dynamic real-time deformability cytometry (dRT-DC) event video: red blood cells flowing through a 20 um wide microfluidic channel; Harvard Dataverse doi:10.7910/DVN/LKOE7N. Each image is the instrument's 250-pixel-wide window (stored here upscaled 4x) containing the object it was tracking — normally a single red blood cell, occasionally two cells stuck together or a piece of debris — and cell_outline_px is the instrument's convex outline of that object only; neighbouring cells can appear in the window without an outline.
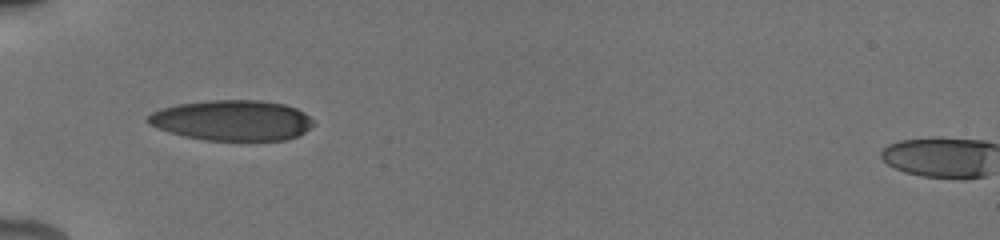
{"species": "human", "species_latin": "Homo sapiens", "temperature_condition": "cold", "stored_images_in_passage": 31, "camera_frame_rate_fps": 3000, "um_per_image_px": 0.085, "donor": {"sex": "male"}, "frame": {"image": 1, "passage_image": 10, "time_ms": 6.333, "image_size_px": [1000, 240], "cell_outline_px": [[316, 124], [304, 132], [288, 140], [204, 140], [184, 136], [168, 132], [148, 124], [144, 120], [152, 112], [160, 108], [176, 104], [208, 100], [260, 100], [284, 104], [296, 108], [304, 112]], "centroid_in_image_um": [19.71, 10.22], "position_along_channel_um": 65.3, "area_um2": 39.3}}
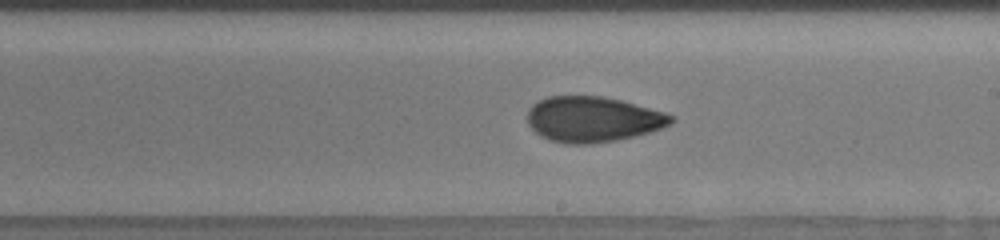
{"frame": {"image": 2, "passage_image": 18, "time_ms": 11.0, "image_size_px": [1000, 240], "cell_outline_px": [[676, 120], [672, 124], [648, 132], [616, 140], [588, 144], [568, 144], [548, 140], [540, 136], [528, 124], [528, 108], [532, 104], [548, 96], [604, 96], [620, 100], [664, 112], [676, 116]], "centroid_in_image_um": [50.38, 10.13], "position_along_channel_um": 238.6, "area_um2": 38.09}}
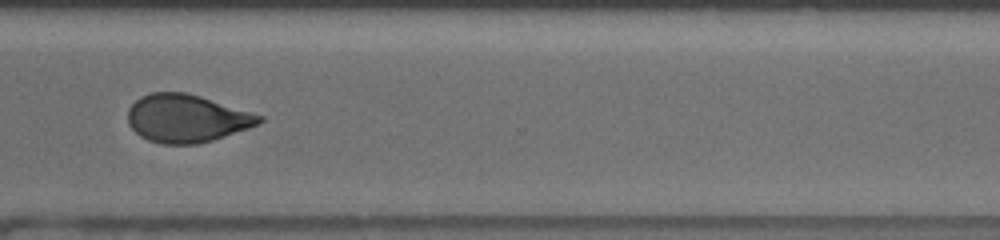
{"frame": {"image": 3, "passage_image": 22, "time_ms": 14.0, "image_size_px": [1000, 240], "cell_outline_px": [[264, 120], [248, 128], [212, 140], [196, 144], [164, 144], [148, 140], [140, 136], [128, 124], [128, 108], [140, 96], [152, 92], [184, 92], [200, 96], [252, 112], [264, 116]], "centroid_in_image_um": [15.84, 10.06], "position_along_channel_um": 354.8, "area_um2": 36.47}, "authors_computed_cell_mechanics": {"area_um2": 37.8012, "velocity_mm_per_s": 3.8673, "shape_relaxation_time_tau1_ms": 8.1385, "shape_relaxation_time_tau2_ms": 1.861, "deformation_change_tau1": 0.1798, "deformation_change_tau2": 0.0614}}